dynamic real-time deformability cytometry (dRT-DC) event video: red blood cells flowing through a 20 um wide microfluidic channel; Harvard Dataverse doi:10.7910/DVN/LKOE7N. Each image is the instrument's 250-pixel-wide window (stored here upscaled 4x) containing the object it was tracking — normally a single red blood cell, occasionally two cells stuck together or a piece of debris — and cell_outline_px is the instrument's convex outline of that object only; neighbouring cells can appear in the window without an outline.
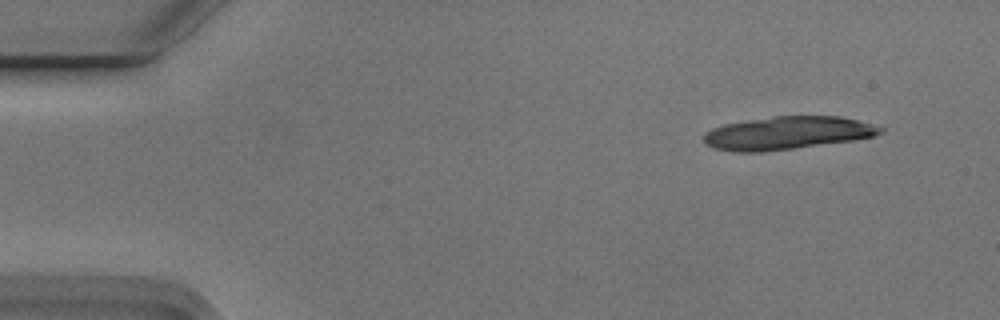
{"species": "Egyptian fruit bat (a non-hibernating species)", "species_latin": "Rousettus aegyptiacus", "temperature_condition": "cold", "stored_images_in_passage": 4, "camera_frame_rate_fps": 3000, "um_per_image_px": 0.085, "animal": {"sex": "male"}, "frame": {"image": 1, "passage_image": 1, "time_ms": 0.0, "image_size_px": [1000, 320], "cell_outline_px": [[884, 132], [876, 136], [852, 140], [764, 152], [736, 152], [716, 148], [704, 144], [704, 136], [712, 128], [724, 124], [776, 116], [840, 116], [872, 124], [884, 128]], "centroid_in_image_um": [66.94, 11.31], "position_along_channel_um": 18.1, "area_um2": 33.64}}
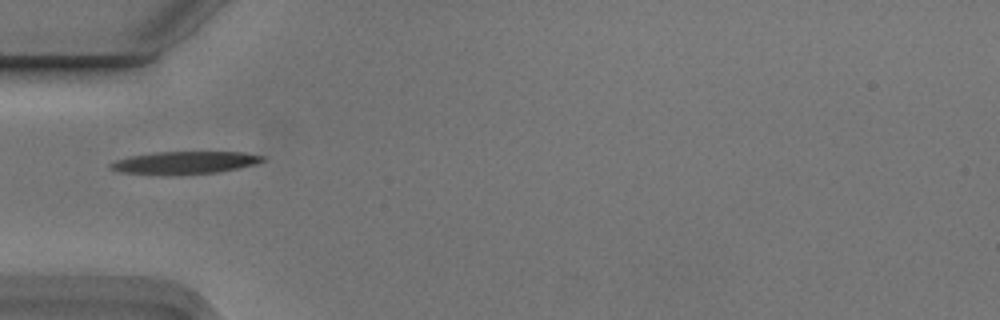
{"frame": {"image": 2, "passage_image": 4, "time_ms": 1.0, "image_size_px": [1000, 320], "cell_outline_px": [[268, 156], [264, 160], [256, 164], [216, 172], [180, 176], [160, 176], [120, 172], [108, 168], [108, 164], [116, 160], [132, 156], [156, 152], [244, 152]], "centroid_in_image_um": [15.67, 13.85], "position_along_channel_um": 69.3, "area_um2": 20.52}}